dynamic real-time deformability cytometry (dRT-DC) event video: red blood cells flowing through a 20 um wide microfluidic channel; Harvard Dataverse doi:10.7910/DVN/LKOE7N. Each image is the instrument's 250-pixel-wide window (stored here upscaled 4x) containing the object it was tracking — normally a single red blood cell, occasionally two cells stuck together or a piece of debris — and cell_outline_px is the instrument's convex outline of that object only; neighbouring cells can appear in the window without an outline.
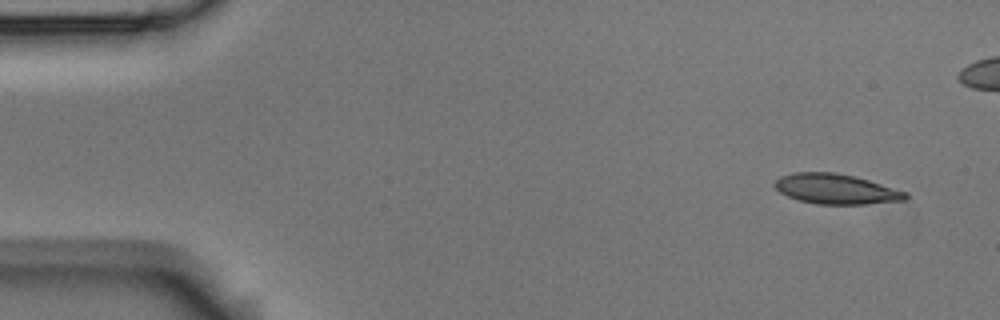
{"species": "Egyptian fruit bat (a non-hibernating species)", "species_latin": "Rousettus aegyptiacus", "temperature_condition": "room temperature", "stored_images_in_passage": 6, "segment_of_instrument_passage": [1, 2], "camera_frame_rate_fps": 3000, "um_per_image_px": 0.085, "animal": {"sex": "male"}, "frame": {"image": 1, "passage_image": 1, "time_ms": 0.0, "image_size_px": [1000, 320], "cell_outline_px": [[908, 196], [904, 200], [864, 204], [816, 204], [800, 200], [788, 196], [780, 192], [772, 184], [780, 176], [792, 172], [836, 172], [868, 180], [908, 192]], "centroid_in_image_um": [71.03, 16.06], "position_along_channel_um": 14.0, "area_um2": 22.83}}
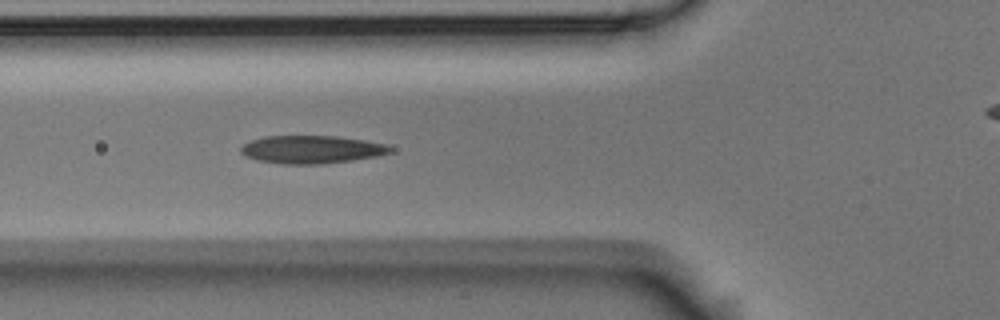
{"frame": {"image": 2, "passage_image": 5, "time_ms": 1.333, "image_size_px": [1000, 320], "cell_outline_px": [[392, 152], [376, 156], [352, 160], [320, 164], [284, 164], [256, 160], [240, 152], [240, 148], [244, 144], [252, 140], [264, 136], [340, 136], [388, 144], [392, 148]], "centroid_in_image_um": [26.51, 12.7], "position_along_channel_um": 99.3, "area_um2": 24.28}}